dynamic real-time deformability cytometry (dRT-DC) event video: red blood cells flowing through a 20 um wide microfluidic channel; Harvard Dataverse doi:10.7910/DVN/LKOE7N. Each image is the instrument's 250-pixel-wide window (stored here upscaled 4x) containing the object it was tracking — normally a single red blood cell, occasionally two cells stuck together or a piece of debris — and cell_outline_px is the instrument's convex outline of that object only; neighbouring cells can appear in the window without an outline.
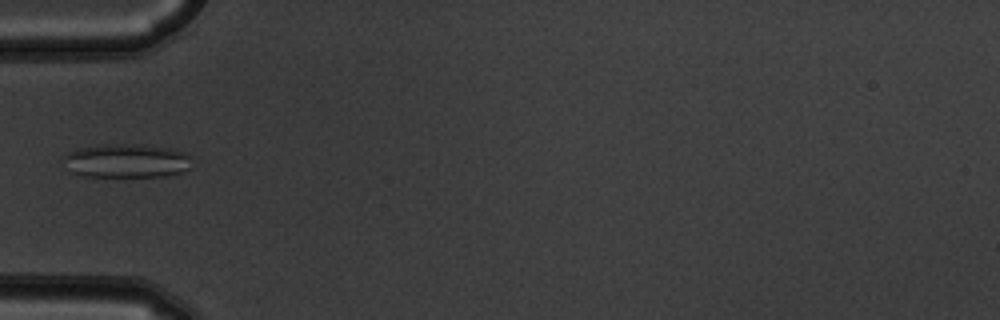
{"species": "common noctule bat (a hibernating species)", "species_latin": "Nyctalus noctula", "temperature_condition": "warm", "stored_images_in_passage": 4, "camera_frame_rate_fps": 3000, "um_per_image_px": 0.085, "animal": {"sex": "male", "body_mass_g": 19.5, "forearm_length_mm": 54.6}, "frame": {"image": 1, "passage_image": 4, "time_ms": 1.0, "image_size_px": [1000, 320], "cell_outline_px": [[192, 168], [180, 172], [164, 176], [84, 176], [68, 172], [60, 156], [68, 152], [80, 148], [104, 144], [144, 144], [172, 148], [184, 152], [188, 156]], "centroid_in_image_um": [10.7, 13.66], "position_along_channel_um": 74.3, "area_um2": 25.66}}